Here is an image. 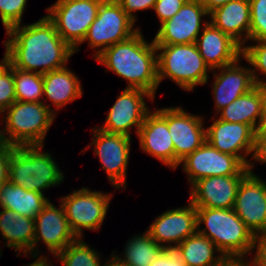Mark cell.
Listing matches in <instances>:
<instances>
[{
  "mask_svg": "<svg viewBox=\"0 0 266 266\" xmlns=\"http://www.w3.org/2000/svg\"><path fill=\"white\" fill-rule=\"evenodd\" d=\"M6 35L5 58L22 71L45 74L64 68L75 53L46 15L30 25L11 27Z\"/></svg>",
  "mask_w": 266,
  "mask_h": 266,
  "instance_id": "obj_1",
  "label": "cell"
},
{
  "mask_svg": "<svg viewBox=\"0 0 266 266\" xmlns=\"http://www.w3.org/2000/svg\"><path fill=\"white\" fill-rule=\"evenodd\" d=\"M95 60L126 79V88L144 90L155 98L159 86L156 45L153 40L146 42L140 30L108 47Z\"/></svg>",
  "mask_w": 266,
  "mask_h": 266,
  "instance_id": "obj_2",
  "label": "cell"
},
{
  "mask_svg": "<svg viewBox=\"0 0 266 266\" xmlns=\"http://www.w3.org/2000/svg\"><path fill=\"white\" fill-rule=\"evenodd\" d=\"M196 209L197 232L210 239L229 262H247L245 255L253 252L256 237L233 208ZM202 223L205 224L204 229L199 227Z\"/></svg>",
  "mask_w": 266,
  "mask_h": 266,
  "instance_id": "obj_3",
  "label": "cell"
},
{
  "mask_svg": "<svg viewBox=\"0 0 266 266\" xmlns=\"http://www.w3.org/2000/svg\"><path fill=\"white\" fill-rule=\"evenodd\" d=\"M50 107L45 102H13L2 113L7 115L2 117L6 125L0 130V141L15 147L43 146L57 113Z\"/></svg>",
  "mask_w": 266,
  "mask_h": 266,
  "instance_id": "obj_4",
  "label": "cell"
},
{
  "mask_svg": "<svg viewBox=\"0 0 266 266\" xmlns=\"http://www.w3.org/2000/svg\"><path fill=\"white\" fill-rule=\"evenodd\" d=\"M43 147L44 145L14 147L10 154L8 181L42 194L51 186H59L64 175L51 154L42 152Z\"/></svg>",
  "mask_w": 266,
  "mask_h": 266,
  "instance_id": "obj_5",
  "label": "cell"
},
{
  "mask_svg": "<svg viewBox=\"0 0 266 266\" xmlns=\"http://www.w3.org/2000/svg\"><path fill=\"white\" fill-rule=\"evenodd\" d=\"M157 75L159 84L168 77L182 90L190 91L208 81L206 65L195 43L156 45Z\"/></svg>",
  "mask_w": 266,
  "mask_h": 266,
  "instance_id": "obj_6",
  "label": "cell"
},
{
  "mask_svg": "<svg viewBox=\"0 0 266 266\" xmlns=\"http://www.w3.org/2000/svg\"><path fill=\"white\" fill-rule=\"evenodd\" d=\"M103 1L57 0L47 8L46 16L53 22L61 38L76 52L97 17Z\"/></svg>",
  "mask_w": 266,
  "mask_h": 266,
  "instance_id": "obj_7",
  "label": "cell"
},
{
  "mask_svg": "<svg viewBox=\"0 0 266 266\" xmlns=\"http://www.w3.org/2000/svg\"><path fill=\"white\" fill-rule=\"evenodd\" d=\"M134 23L116 0H104L83 42L89 41V47L97 49L93 55L96 58L108 47L137 33L140 29L133 28Z\"/></svg>",
  "mask_w": 266,
  "mask_h": 266,
  "instance_id": "obj_8",
  "label": "cell"
},
{
  "mask_svg": "<svg viewBox=\"0 0 266 266\" xmlns=\"http://www.w3.org/2000/svg\"><path fill=\"white\" fill-rule=\"evenodd\" d=\"M113 194L91 191L83 187L61 197L70 227L77 238L83 237V229L97 231L103 224Z\"/></svg>",
  "mask_w": 266,
  "mask_h": 266,
  "instance_id": "obj_9",
  "label": "cell"
},
{
  "mask_svg": "<svg viewBox=\"0 0 266 266\" xmlns=\"http://www.w3.org/2000/svg\"><path fill=\"white\" fill-rule=\"evenodd\" d=\"M180 164L183 165L191 186L206 177L247 175L252 170L236 156L220 152L207 141L181 160Z\"/></svg>",
  "mask_w": 266,
  "mask_h": 266,
  "instance_id": "obj_10",
  "label": "cell"
},
{
  "mask_svg": "<svg viewBox=\"0 0 266 266\" xmlns=\"http://www.w3.org/2000/svg\"><path fill=\"white\" fill-rule=\"evenodd\" d=\"M157 111L166 119L174 145V169L187 155L206 141V128L201 116L187 113L182 107L160 108Z\"/></svg>",
  "mask_w": 266,
  "mask_h": 266,
  "instance_id": "obj_11",
  "label": "cell"
},
{
  "mask_svg": "<svg viewBox=\"0 0 266 266\" xmlns=\"http://www.w3.org/2000/svg\"><path fill=\"white\" fill-rule=\"evenodd\" d=\"M256 136L257 132L249 125L220 119H216L210 127L206 128V141L211 146L222 153L236 156L252 170L254 162L250 163L246 156L252 153L251 158H254Z\"/></svg>",
  "mask_w": 266,
  "mask_h": 266,
  "instance_id": "obj_12",
  "label": "cell"
},
{
  "mask_svg": "<svg viewBox=\"0 0 266 266\" xmlns=\"http://www.w3.org/2000/svg\"><path fill=\"white\" fill-rule=\"evenodd\" d=\"M233 210L255 237L266 235V181L252 170L239 184Z\"/></svg>",
  "mask_w": 266,
  "mask_h": 266,
  "instance_id": "obj_13",
  "label": "cell"
},
{
  "mask_svg": "<svg viewBox=\"0 0 266 266\" xmlns=\"http://www.w3.org/2000/svg\"><path fill=\"white\" fill-rule=\"evenodd\" d=\"M93 130L94 154L115 188H126V170L129 162L131 137L108 133L95 127Z\"/></svg>",
  "mask_w": 266,
  "mask_h": 266,
  "instance_id": "obj_14",
  "label": "cell"
},
{
  "mask_svg": "<svg viewBox=\"0 0 266 266\" xmlns=\"http://www.w3.org/2000/svg\"><path fill=\"white\" fill-rule=\"evenodd\" d=\"M209 13L199 0H187L180 10L169 20L160 25L154 37L155 45H174L195 43L201 29L208 22L201 24L202 17Z\"/></svg>",
  "mask_w": 266,
  "mask_h": 266,
  "instance_id": "obj_15",
  "label": "cell"
},
{
  "mask_svg": "<svg viewBox=\"0 0 266 266\" xmlns=\"http://www.w3.org/2000/svg\"><path fill=\"white\" fill-rule=\"evenodd\" d=\"M144 97L154 100V97L144 90L125 88L110 108L105 123L100 129L108 133L131 137L130 130L134 126L138 135L139 129L150 111Z\"/></svg>",
  "mask_w": 266,
  "mask_h": 266,
  "instance_id": "obj_16",
  "label": "cell"
},
{
  "mask_svg": "<svg viewBox=\"0 0 266 266\" xmlns=\"http://www.w3.org/2000/svg\"><path fill=\"white\" fill-rule=\"evenodd\" d=\"M56 208L50 201L34 219L35 237L32 247L33 258L37 257V243L42 240L55 257L77 239L66 218L62 204ZM36 247V250H35Z\"/></svg>",
  "mask_w": 266,
  "mask_h": 266,
  "instance_id": "obj_17",
  "label": "cell"
},
{
  "mask_svg": "<svg viewBox=\"0 0 266 266\" xmlns=\"http://www.w3.org/2000/svg\"><path fill=\"white\" fill-rule=\"evenodd\" d=\"M187 205L165 211L146 230L163 249L175 248L197 232V209L191 202Z\"/></svg>",
  "mask_w": 266,
  "mask_h": 266,
  "instance_id": "obj_18",
  "label": "cell"
},
{
  "mask_svg": "<svg viewBox=\"0 0 266 266\" xmlns=\"http://www.w3.org/2000/svg\"><path fill=\"white\" fill-rule=\"evenodd\" d=\"M246 175L210 176L191 187L190 201L195 207L231 209L237 189Z\"/></svg>",
  "mask_w": 266,
  "mask_h": 266,
  "instance_id": "obj_19",
  "label": "cell"
},
{
  "mask_svg": "<svg viewBox=\"0 0 266 266\" xmlns=\"http://www.w3.org/2000/svg\"><path fill=\"white\" fill-rule=\"evenodd\" d=\"M195 45L210 72L233 64L242 57V47L211 22L205 25Z\"/></svg>",
  "mask_w": 266,
  "mask_h": 266,
  "instance_id": "obj_20",
  "label": "cell"
},
{
  "mask_svg": "<svg viewBox=\"0 0 266 266\" xmlns=\"http://www.w3.org/2000/svg\"><path fill=\"white\" fill-rule=\"evenodd\" d=\"M143 152L174 169V145L166 119L155 109L147 113L138 132Z\"/></svg>",
  "mask_w": 266,
  "mask_h": 266,
  "instance_id": "obj_21",
  "label": "cell"
},
{
  "mask_svg": "<svg viewBox=\"0 0 266 266\" xmlns=\"http://www.w3.org/2000/svg\"><path fill=\"white\" fill-rule=\"evenodd\" d=\"M239 60L219 68V74H214L215 81L213 83V97L215 100L216 113L228 106L238 97L248 93L255 87L251 68L241 67Z\"/></svg>",
  "mask_w": 266,
  "mask_h": 266,
  "instance_id": "obj_22",
  "label": "cell"
},
{
  "mask_svg": "<svg viewBox=\"0 0 266 266\" xmlns=\"http://www.w3.org/2000/svg\"><path fill=\"white\" fill-rule=\"evenodd\" d=\"M209 17L216 28L230 36L241 47L246 40H249L251 22L249 0H231L213 10Z\"/></svg>",
  "mask_w": 266,
  "mask_h": 266,
  "instance_id": "obj_23",
  "label": "cell"
},
{
  "mask_svg": "<svg viewBox=\"0 0 266 266\" xmlns=\"http://www.w3.org/2000/svg\"><path fill=\"white\" fill-rule=\"evenodd\" d=\"M0 211V231L3 239L7 241L6 246L12 247L15 251L26 254L32 253V247L35 237L34 219L25 217L13 212L12 210L2 208ZM31 252V253H30Z\"/></svg>",
  "mask_w": 266,
  "mask_h": 266,
  "instance_id": "obj_24",
  "label": "cell"
},
{
  "mask_svg": "<svg viewBox=\"0 0 266 266\" xmlns=\"http://www.w3.org/2000/svg\"><path fill=\"white\" fill-rule=\"evenodd\" d=\"M43 95L47 96L58 111L59 108L80 98L83 90L75 73L64 67L43 74Z\"/></svg>",
  "mask_w": 266,
  "mask_h": 266,
  "instance_id": "obj_25",
  "label": "cell"
},
{
  "mask_svg": "<svg viewBox=\"0 0 266 266\" xmlns=\"http://www.w3.org/2000/svg\"><path fill=\"white\" fill-rule=\"evenodd\" d=\"M218 113H221L218 119L249 125L256 132L263 124L265 118L262 97L256 86L248 93L235 99Z\"/></svg>",
  "mask_w": 266,
  "mask_h": 266,
  "instance_id": "obj_26",
  "label": "cell"
},
{
  "mask_svg": "<svg viewBox=\"0 0 266 266\" xmlns=\"http://www.w3.org/2000/svg\"><path fill=\"white\" fill-rule=\"evenodd\" d=\"M45 197L42 193L26 190L22 186L7 181L0 188V207L35 219L50 201Z\"/></svg>",
  "mask_w": 266,
  "mask_h": 266,
  "instance_id": "obj_27",
  "label": "cell"
},
{
  "mask_svg": "<svg viewBox=\"0 0 266 266\" xmlns=\"http://www.w3.org/2000/svg\"><path fill=\"white\" fill-rule=\"evenodd\" d=\"M187 266H227L230 262L219 252L216 245L196 232L175 247ZM215 256V257H214Z\"/></svg>",
  "mask_w": 266,
  "mask_h": 266,
  "instance_id": "obj_28",
  "label": "cell"
},
{
  "mask_svg": "<svg viewBox=\"0 0 266 266\" xmlns=\"http://www.w3.org/2000/svg\"><path fill=\"white\" fill-rule=\"evenodd\" d=\"M130 239L125 246L124 258L115 255L127 266H150L163 250L147 231Z\"/></svg>",
  "mask_w": 266,
  "mask_h": 266,
  "instance_id": "obj_29",
  "label": "cell"
},
{
  "mask_svg": "<svg viewBox=\"0 0 266 266\" xmlns=\"http://www.w3.org/2000/svg\"><path fill=\"white\" fill-rule=\"evenodd\" d=\"M16 100L21 102H44L43 74L14 68Z\"/></svg>",
  "mask_w": 266,
  "mask_h": 266,
  "instance_id": "obj_30",
  "label": "cell"
},
{
  "mask_svg": "<svg viewBox=\"0 0 266 266\" xmlns=\"http://www.w3.org/2000/svg\"><path fill=\"white\" fill-rule=\"evenodd\" d=\"M96 250L91 249L83 239L77 238L70 243L55 258L61 261L63 266H102L101 257Z\"/></svg>",
  "mask_w": 266,
  "mask_h": 266,
  "instance_id": "obj_31",
  "label": "cell"
},
{
  "mask_svg": "<svg viewBox=\"0 0 266 266\" xmlns=\"http://www.w3.org/2000/svg\"><path fill=\"white\" fill-rule=\"evenodd\" d=\"M15 101L14 67L4 55L0 62V115Z\"/></svg>",
  "mask_w": 266,
  "mask_h": 266,
  "instance_id": "obj_32",
  "label": "cell"
},
{
  "mask_svg": "<svg viewBox=\"0 0 266 266\" xmlns=\"http://www.w3.org/2000/svg\"><path fill=\"white\" fill-rule=\"evenodd\" d=\"M257 44L243 46L242 57L254 68L251 69L255 84L261 83L257 71L266 76V41H255ZM257 73V74H256Z\"/></svg>",
  "mask_w": 266,
  "mask_h": 266,
  "instance_id": "obj_33",
  "label": "cell"
},
{
  "mask_svg": "<svg viewBox=\"0 0 266 266\" xmlns=\"http://www.w3.org/2000/svg\"><path fill=\"white\" fill-rule=\"evenodd\" d=\"M250 41H266V0H249Z\"/></svg>",
  "mask_w": 266,
  "mask_h": 266,
  "instance_id": "obj_34",
  "label": "cell"
},
{
  "mask_svg": "<svg viewBox=\"0 0 266 266\" xmlns=\"http://www.w3.org/2000/svg\"><path fill=\"white\" fill-rule=\"evenodd\" d=\"M27 0H0V17L6 31L21 24Z\"/></svg>",
  "mask_w": 266,
  "mask_h": 266,
  "instance_id": "obj_35",
  "label": "cell"
},
{
  "mask_svg": "<svg viewBox=\"0 0 266 266\" xmlns=\"http://www.w3.org/2000/svg\"><path fill=\"white\" fill-rule=\"evenodd\" d=\"M187 0H156L154 10L162 24L171 19Z\"/></svg>",
  "mask_w": 266,
  "mask_h": 266,
  "instance_id": "obj_36",
  "label": "cell"
},
{
  "mask_svg": "<svg viewBox=\"0 0 266 266\" xmlns=\"http://www.w3.org/2000/svg\"><path fill=\"white\" fill-rule=\"evenodd\" d=\"M150 266H187L176 248H165Z\"/></svg>",
  "mask_w": 266,
  "mask_h": 266,
  "instance_id": "obj_37",
  "label": "cell"
},
{
  "mask_svg": "<svg viewBox=\"0 0 266 266\" xmlns=\"http://www.w3.org/2000/svg\"><path fill=\"white\" fill-rule=\"evenodd\" d=\"M127 15L136 22V11L154 9L156 0H116Z\"/></svg>",
  "mask_w": 266,
  "mask_h": 266,
  "instance_id": "obj_38",
  "label": "cell"
},
{
  "mask_svg": "<svg viewBox=\"0 0 266 266\" xmlns=\"http://www.w3.org/2000/svg\"><path fill=\"white\" fill-rule=\"evenodd\" d=\"M14 147L0 141V188L8 181L10 154Z\"/></svg>",
  "mask_w": 266,
  "mask_h": 266,
  "instance_id": "obj_39",
  "label": "cell"
},
{
  "mask_svg": "<svg viewBox=\"0 0 266 266\" xmlns=\"http://www.w3.org/2000/svg\"><path fill=\"white\" fill-rule=\"evenodd\" d=\"M256 249L253 260L246 262L249 266H266V235L257 236L254 249Z\"/></svg>",
  "mask_w": 266,
  "mask_h": 266,
  "instance_id": "obj_40",
  "label": "cell"
},
{
  "mask_svg": "<svg viewBox=\"0 0 266 266\" xmlns=\"http://www.w3.org/2000/svg\"><path fill=\"white\" fill-rule=\"evenodd\" d=\"M254 162L266 163V128H258L256 136V150Z\"/></svg>",
  "mask_w": 266,
  "mask_h": 266,
  "instance_id": "obj_41",
  "label": "cell"
},
{
  "mask_svg": "<svg viewBox=\"0 0 266 266\" xmlns=\"http://www.w3.org/2000/svg\"><path fill=\"white\" fill-rule=\"evenodd\" d=\"M199 1L210 14L213 10L223 6L224 4L228 3L231 0H199Z\"/></svg>",
  "mask_w": 266,
  "mask_h": 266,
  "instance_id": "obj_42",
  "label": "cell"
},
{
  "mask_svg": "<svg viewBox=\"0 0 266 266\" xmlns=\"http://www.w3.org/2000/svg\"><path fill=\"white\" fill-rule=\"evenodd\" d=\"M262 97L263 114L266 117V81L261 80V83L255 84Z\"/></svg>",
  "mask_w": 266,
  "mask_h": 266,
  "instance_id": "obj_43",
  "label": "cell"
},
{
  "mask_svg": "<svg viewBox=\"0 0 266 266\" xmlns=\"http://www.w3.org/2000/svg\"><path fill=\"white\" fill-rule=\"evenodd\" d=\"M47 261H48V258L46 256L43 257V255H41V256H38L36 261H34L31 264H28V266H50L52 262L48 263Z\"/></svg>",
  "mask_w": 266,
  "mask_h": 266,
  "instance_id": "obj_44",
  "label": "cell"
},
{
  "mask_svg": "<svg viewBox=\"0 0 266 266\" xmlns=\"http://www.w3.org/2000/svg\"><path fill=\"white\" fill-rule=\"evenodd\" d=\"M105 263H103L102 266H127L125 263L120 261L114 254L111 255L110 260Z\"/></svg>",
  "mask_w": 266,
  "mask_h": 266,
  "instance_id": "obj_45",
  "label": "cell"
},
{
  "mask_svg": "<svg viewBox=\"0 0 266 266\" xmlns=\"http://www.w3.org/2000/svg\"><path fill=\"white\" fill-rule=\"evenodd\" d=\"M227 266H249L246 262H230Z\"/></svg>",
  "mask_w": 266,
  "mask_h": 266,
  "instance_id": "obj_46",
  "label": "cell"
},
{
  "mask_svg": "<svg viewBox=\"0 0 266 266\" xmlns=\"http://www.w3.org/2000/svg\"><path fill=\"white\" fill-rule=\"evenodd\" d=\"M259 128H266V117L264 118L263 124Z\"/></svg>",
  "mask_w": 266,
  "mask_h": 266,
  "instance_id": "obj_47",
  "label": "cell"
}]
</instances>
